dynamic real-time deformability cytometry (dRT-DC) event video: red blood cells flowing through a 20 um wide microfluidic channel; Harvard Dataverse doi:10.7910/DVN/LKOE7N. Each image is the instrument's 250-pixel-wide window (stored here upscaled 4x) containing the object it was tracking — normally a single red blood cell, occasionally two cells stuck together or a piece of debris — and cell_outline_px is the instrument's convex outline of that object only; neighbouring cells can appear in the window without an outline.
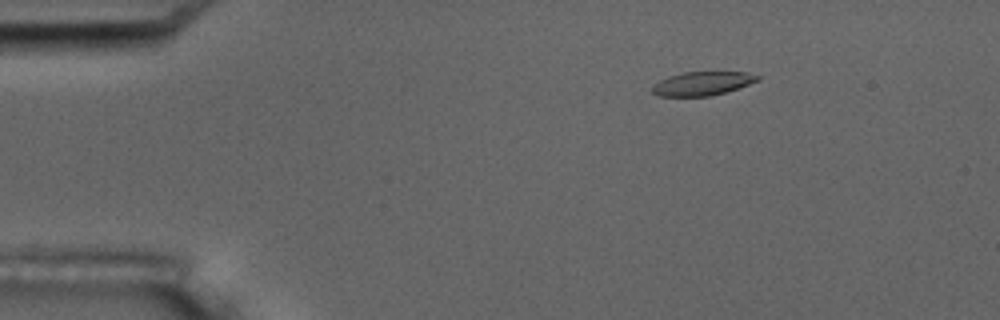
{"species": "common noctule bat (a hibernating species)", "species_latin": "Nyctalus noctula", "temperature_condition": "room temperature", "stored_images_in_passage": 9, "camera_frame_rate_fps": 3000, "um_per_image_px": 0.085, "animal": {"sex": "male", "body_mass_g": 17.5, "forearm_length_mm": 52.3}, "frame": {"image": 1, "passage_image": 3, "time_ms": 2.333, "image_size_px": [1000, 320], "cell_outline_px": [[760, 80], [724, 92], [708, 96], [660, 96], [652, 92], [652, 88], [660, 80], [668, 76], [684, 72], [748, 72], [760, 76]], "centroid_in_image_um": [59.71, 7.09], "position_along_channel_um": 25.3, "area_um2": 14.33}}
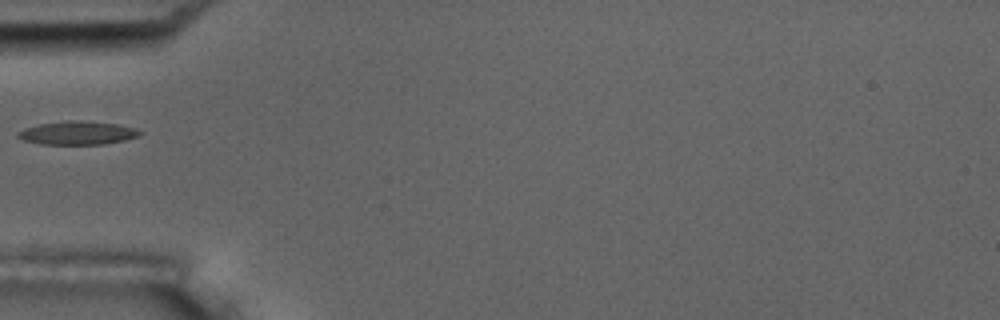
{"frame": {"image": 2, "passage_image": 6, "time_ms": 5.667, "image_size_px": [1000, 320], "cell_outline_px": [[140, 136], [124, 140], [104, 144], [40, 144], [24, 140], [16, 136], [16, 132], [24, 128], [40, 124], [64, 120], [80, 120], [116, 124], [136, 128], [140, 132]], "centroid_in_image_um": [6.55, 11.29], "position_along_channel_um": 78.4, "area_um2": 16.65}}
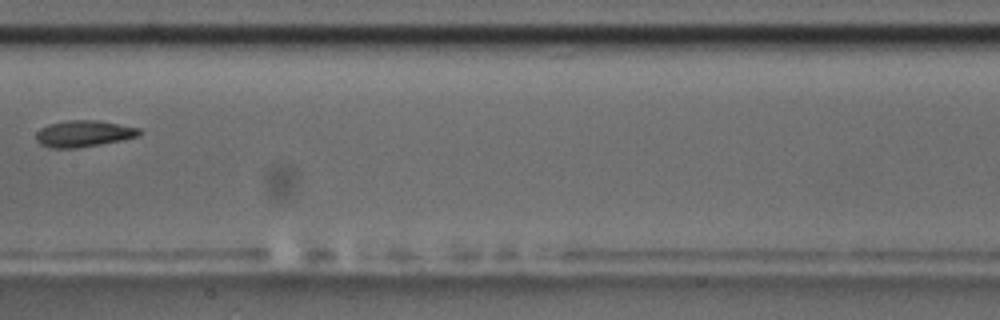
{"frame": {"image": 3, "passage_image": 9, "time_ms": 9.0, "image_size_px": [1000, 320], "cell_outline_px": [[144, 132], [140, 136], [100, 144], [76, 148], [52, 148], [40, 144], [36, 140], [36, 132], [40, 128], [48, 124], [68, 120], [100, 120], [140, 128]], "centroid_in_image_um": [7.13, 11.35], "position_along_channel_um": 200.3, "area_um2": 16.07}}